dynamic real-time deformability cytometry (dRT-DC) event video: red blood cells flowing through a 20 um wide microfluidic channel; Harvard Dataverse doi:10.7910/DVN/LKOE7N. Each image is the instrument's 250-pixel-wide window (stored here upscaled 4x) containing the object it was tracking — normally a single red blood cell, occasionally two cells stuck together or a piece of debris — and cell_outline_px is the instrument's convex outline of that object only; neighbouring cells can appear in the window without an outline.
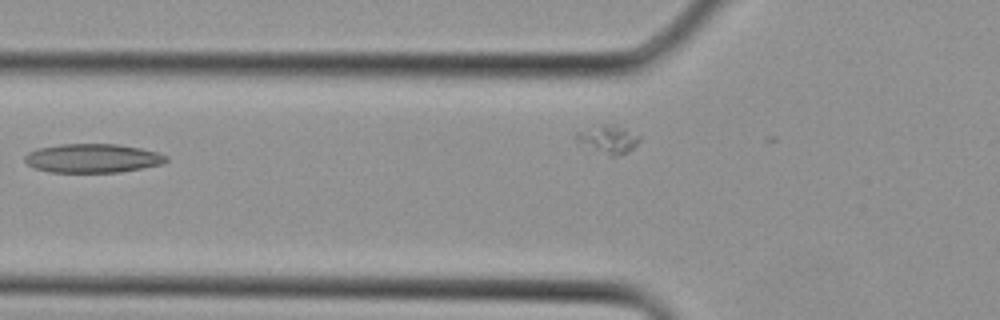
{"species": "Egyptian fruit bat (a non-hibernating species)", "species_latin": "Rousettus aegyptiacus", "temperature_condition": "cold", "stored_images_in_passage": 6, "camera_frame_rate_fps": 3000, "um_per_image_px": 0.085, "animal": {"sex": "female"}, "frame": {"image": 1, "passage_image": 5, "time_ms": 1.333, "image_size_px": [1000, 320], "cell_outline_px": [[168, 160], [164, 164], [120, 172], [48, 172], [36, 168], [28, 164], [24, 160], [24, 156], [28, 152], [36, 148], [60, 144], [116, 144], [140, 148], [156, 152], [168, 156]], "centroid_in_image_um": [7.87, 13.45], "position_along_channel_um": 117.9, "area_um2": 23.87}}